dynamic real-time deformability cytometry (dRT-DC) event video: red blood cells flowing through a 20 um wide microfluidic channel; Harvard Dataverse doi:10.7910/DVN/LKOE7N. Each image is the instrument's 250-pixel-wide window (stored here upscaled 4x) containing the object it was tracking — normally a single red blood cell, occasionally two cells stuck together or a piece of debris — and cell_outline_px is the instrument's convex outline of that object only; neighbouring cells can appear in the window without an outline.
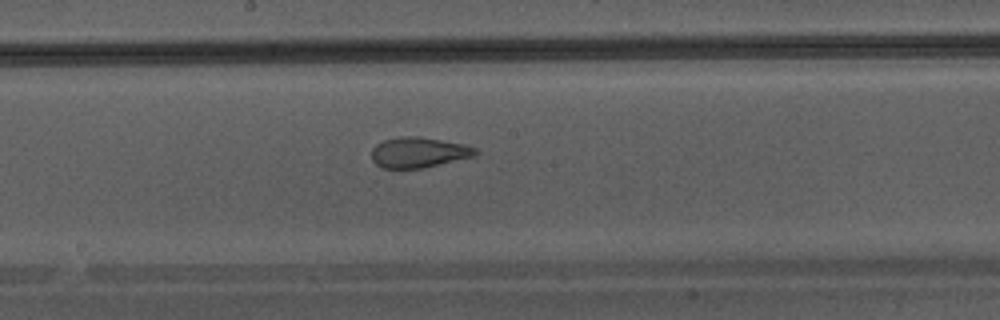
{"species": "Egyptian fruit bat (a non-hibernating species)", "species_latin": "Rousettus aegyptiacus", "temperature_condition": "warm", "stored_images_in_passage": 27, "camera_frame_rate_fps": 3000, "um_per_image_px": 0.085, "animal": {"sex": "male"}, "frame": {"image": 1, "passage_image": 11, "time_ms": 3.333, "image_size_px": [1000, 320], "cell_outline_px": [[480, 152], [476, 156], [424, 168], [384, 168], [376, 164], [372, 160], [372, 148], [376, 144], [384, 140], [404, 136], [416, 136], [464, 144], [476, 148]], "centroid_in_image_um": [35.62, 12.96], "position_along_channel_um": 212.6, "area_um2": 18.44}}
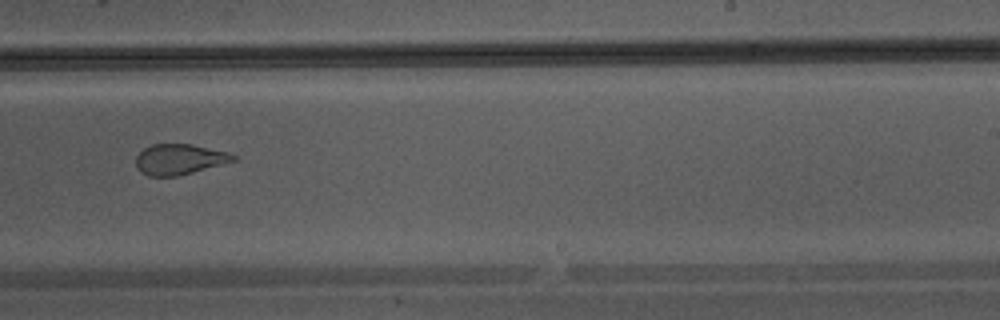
{"frame": {"image": 2, "passage_image": 15, "time_ms": 4.667, "image_size_px": [1000, 320], "cell_outline_px": [[236, 160], [192, 172], [176, 176], [148, 176], [140, 172], [136, 168], [136, 156], [144, 148], [152, 144], [192, 144], [228, 152], [236, 156]], "centroid_in_image_um": [15.21, 13.54], "position_along_channel_um": 273.8, "area_um2": 17.22}}